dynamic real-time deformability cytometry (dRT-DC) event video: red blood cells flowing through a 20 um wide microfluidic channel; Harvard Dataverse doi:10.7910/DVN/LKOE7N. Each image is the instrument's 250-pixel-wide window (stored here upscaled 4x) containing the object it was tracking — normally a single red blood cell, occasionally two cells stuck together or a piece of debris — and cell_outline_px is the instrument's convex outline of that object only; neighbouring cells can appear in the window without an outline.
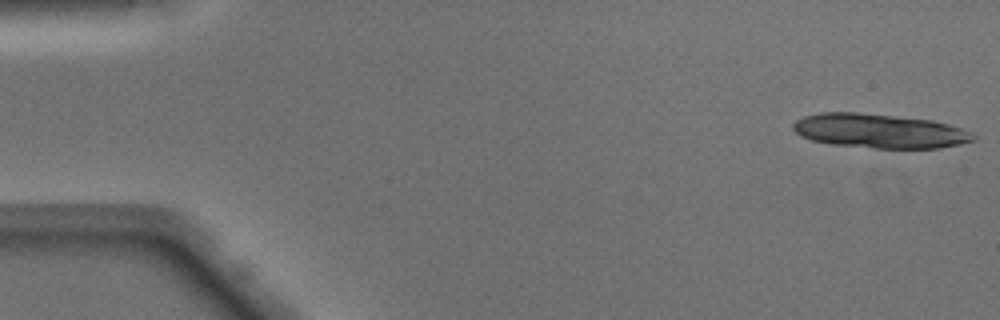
{"species": "Egyptian fruit bat (a non-hibernating species)", "species_latin": "Rousettus aegyptiacus", "temperature_condition": "warm", "stored_images_in_passage": 13, "camera_frame_rate_fps": 3000, "um_per_image_px": 0.085, "animal": {"sex": "male"}, "frame": {"image": 1, "passage_image": 1, "time_ms": 0.0, "image_size_px": [1000, 320], "cell_outline_px": [[976, 140], [960, 144], [940, 148], [876, 148], [832, 144], [812, 140], [800, 136], [792, 128], [792, 124], [796, 120], [804, 116], [820, 112], [856, 112], [932, 120], [948, 124], [972, 132], [976, 136]], "centroid_in_image_um": [74.75, 11.13], "position_along_channel_um": 10.2, "area_um2": 35.95}}